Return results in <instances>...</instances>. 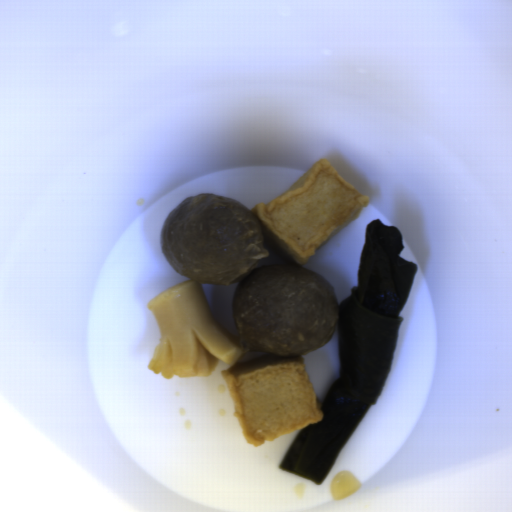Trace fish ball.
Segmentation results:
<instances>
[{"instance_id": "29854b86", "label": "fish ball", "mask_w": 512, "mask_h": 512, "mask_svg": "<svg viewBox=\"0 0 512 512\" xmlns=\"http://www.w3.org/2000/svg\"><path fill=\"white\" fill-rule=\"evenodd\" d=\"M327 159L313 164L284 192L249 210L267 236L297 266L351 224L369 205Z\"/></svg>"}, {"instance_id": "53f4d19a", "label": "fish ball", "mask_w": 512, "mask_h": 512, "mask_svg": "<svg viewBox=\"0 0 512 512\" xmlns=\"http://www.w3.org/2000/svg\"><path fill=\"white\" fill-rule=\"evenodd\" d=\"M221 376L250 445L258 447L324 416L303 357L270 353L235 362Z\"/></svg>"}]
</instances>
